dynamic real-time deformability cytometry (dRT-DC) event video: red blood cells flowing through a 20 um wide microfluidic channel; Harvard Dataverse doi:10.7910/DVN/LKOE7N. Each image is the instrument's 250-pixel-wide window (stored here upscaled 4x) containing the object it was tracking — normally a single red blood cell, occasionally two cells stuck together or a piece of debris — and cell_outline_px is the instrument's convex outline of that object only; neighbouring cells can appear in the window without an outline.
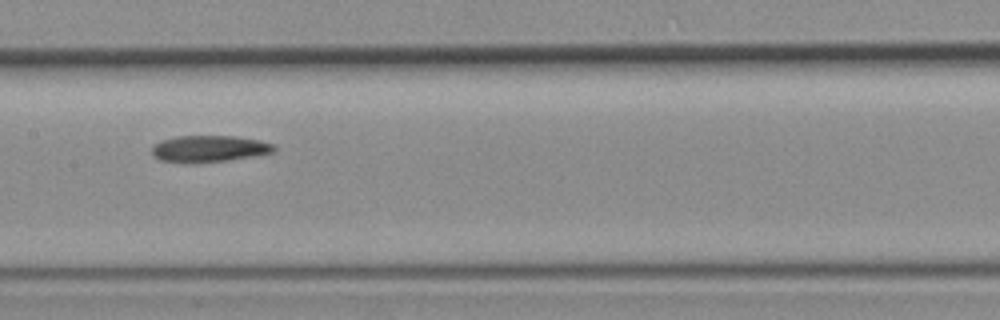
{"species": "common noctule bat (a hibernating species)", "species_latin": "Nyctalus noctula", "temperature_condition": "room temperature", "stored_images_in_passage": 8, "camera_frame_rate_fps": 3000, "um_per_image_px": 0.085, "animal": {"sex": "female", "body_mass_g": 19.3, "forearm_length_mm": 54.1}, "frame": {"image": 1, "passage_image": 7, "time_ms": 2.0, "image_size_px": [1000, 320], "cell_outline_px": [[276, 152], [256, 156], [228, 160], [192, 164], [184, 164], [160, 160], [152, 156], [152, 148], [156, 144], [164, 140], [176, 136], [232, 136], [256, 140], [272, 144], [276, 148]], "centroid_in_image_um": [17.76, 12.67], "position_along_channel_um": 189.6, "area_um2": 19.07}}
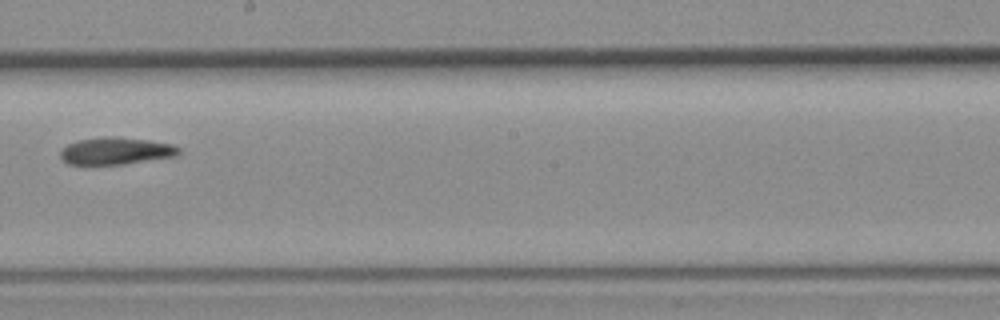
{"frame": {"image": 2, "passage_image": 8, "time_ms": 2.333, "image_size_px": [1000, 320], "cell_outline_px": [[180, 152], [176, 156], [124, 164], [88, 168], [84, 168], [68, 164], [60, 156], [60, 152], [68, 144], [80, 140], [108, 136], [112, 136], [144, 140], [172, 144], [180, 148]], "centroid_in_image_um": [9.77, 12.89], "position_along_channel_um": 238.4, "area_um2": 19.25}}